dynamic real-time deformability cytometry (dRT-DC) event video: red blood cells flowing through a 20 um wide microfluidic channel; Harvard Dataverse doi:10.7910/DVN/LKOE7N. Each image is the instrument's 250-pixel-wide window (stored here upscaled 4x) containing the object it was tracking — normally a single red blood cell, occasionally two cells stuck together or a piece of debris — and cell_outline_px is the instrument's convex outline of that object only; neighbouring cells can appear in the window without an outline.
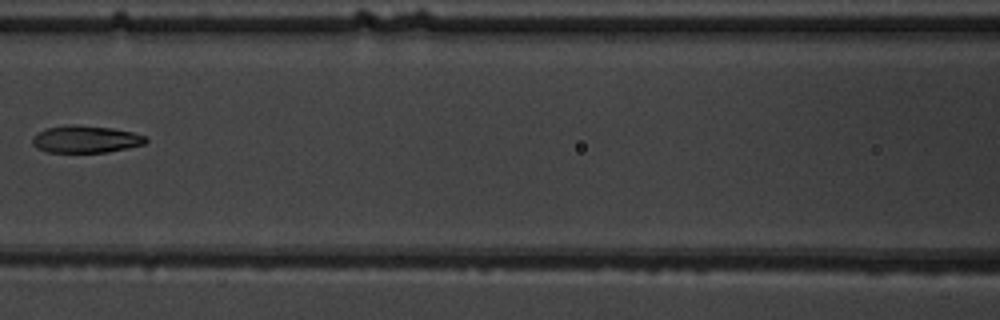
{"species": "common noctule bat (a hibernating species)", "species_latin": "Nyctalus noctula", "temperature_condition": "warm", "stored_images_in_passage": 5, "camera_frame_rate_fps": 3000, "um_per_image_px": 0.085, "animal": {"sex": "male", "body_mass_g": 19.5, "forearm_length_mm": 54.6}, "frame": {"image": 1, "passage_image": 3, "time_ms": 2.333, "image_size_px": [1000, 320], "cell_outline_px": [[148, 140], [144, 144], [128, 148], [108, 152], [48, 152], [36, 148], [32, 144], [32, 136], [48, 128], [64, 124], [76, 124], [112, 128], [132, 132], [144, 136]], "centroid_in_image_um": [7.26, 11.83], "position_along_channel_um": 159.3, "area_um2": 18.03}}
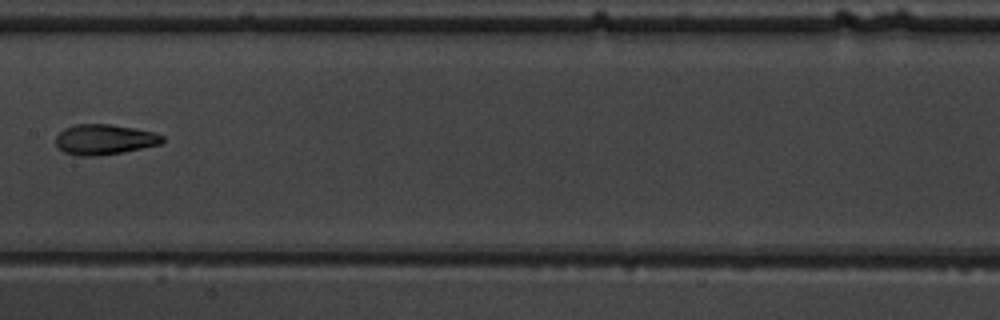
{"frame": {"image": 2, "passage_image": 4, "time_ms": 3.333, "image_size_px": [1000, 320], "cell_outline_px": [[164, 140], [160, 144], [124, 152], [96, 156], [76, 156], [64, 152], [56, 144], [56, 136], [64, 128], [76, 124], [108, 124], [136, 128], [152, 132], [164, 136]], "centroid_in_image_um": [8.87, 11.86], "position_along_channel_um": 198.5, "area_um2": 18.84}}
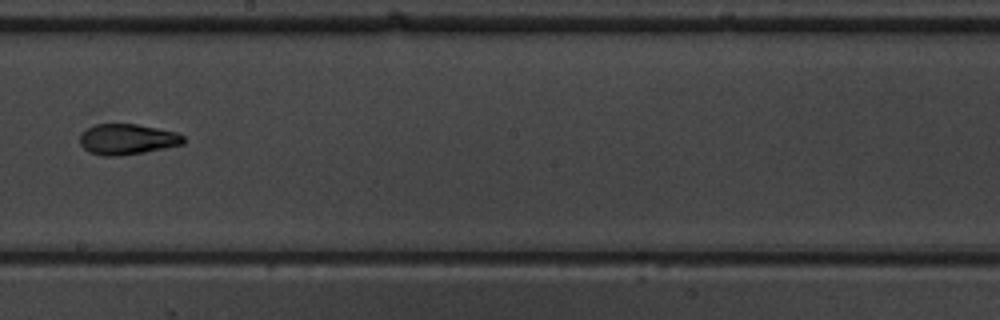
{"frame": {"image": 3, "passage_image": 5, "time_ms": 4.333, "image_size_px": [1000, 320], "cell_outline_px": [[184, 144], [144, 152], [120, 156], [100, 156], [88, 152], [80, 144], [80, 136], [88, 128], [96, 124], [136, 124], [176, 132], [184, 136]], "centroid_in_image_um": [10.81, 11.85], "position_along_channel_um": 237.4, "area_um2": 18.44}}